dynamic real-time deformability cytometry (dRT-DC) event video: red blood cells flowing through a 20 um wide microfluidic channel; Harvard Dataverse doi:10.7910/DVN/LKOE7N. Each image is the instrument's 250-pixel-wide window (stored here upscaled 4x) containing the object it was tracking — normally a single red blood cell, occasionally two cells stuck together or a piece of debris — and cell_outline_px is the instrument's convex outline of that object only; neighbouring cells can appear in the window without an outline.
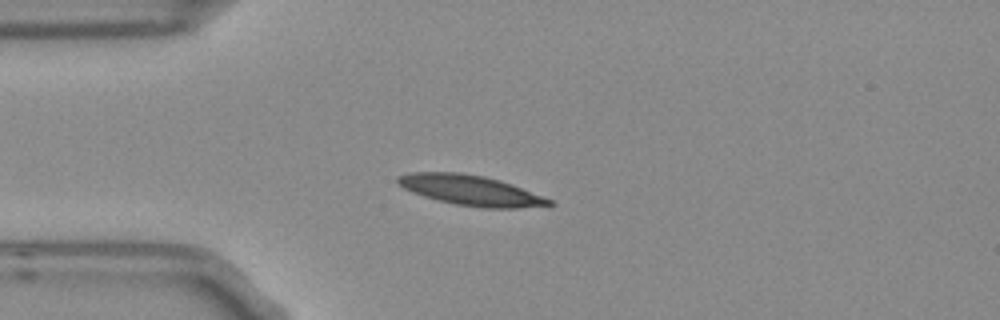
{"species": "Egyptian fruit bat (a non-hibernating species)", "species_latin": "Rousettus aegyptiacus", "temperature_condition": "room temperature", "stored_images_in_passage": 5, "camera_frame_rate_fps": 3000, "um_per_image_px": 0.085, "frame": {"image": 1, "passage_image": 2, "time_ms": 0.333, "image_size_px": [1000, 320], "cell_outline_px": [[552, 204], [520, 208], [480, 208], [456, 204], [424, 196], [412, 192], [396, 184], [396, 176], [408, 172], [460, 172], [484, 176], [500, 180], [552, 200]], "centroid_in_image_um": [39.92, 16.16], "position_along_channel_um": 45.1, "area_um2": 26.41}}
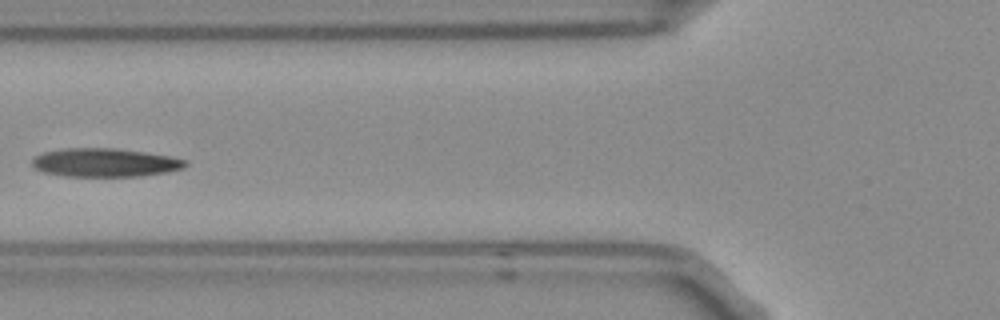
{"frame": {"image": 2, "passage_image": 4, "time_ms": 1.0, "image_size_px": [1000, 320], "cell_outline_px": [[188, 164], [184, 168], [168, 172], [140, 176], [68, 176], [40, 172], [32, 168], [32, 160], [36, 156], [44, 152], [64, 148], [116, 148], [144, 152], [168, 156], [188, 160]], "centroid_in_image_um": [8.91, 13.82], "position_along_channel_um": 116.9, "area_um2": 25.61}}